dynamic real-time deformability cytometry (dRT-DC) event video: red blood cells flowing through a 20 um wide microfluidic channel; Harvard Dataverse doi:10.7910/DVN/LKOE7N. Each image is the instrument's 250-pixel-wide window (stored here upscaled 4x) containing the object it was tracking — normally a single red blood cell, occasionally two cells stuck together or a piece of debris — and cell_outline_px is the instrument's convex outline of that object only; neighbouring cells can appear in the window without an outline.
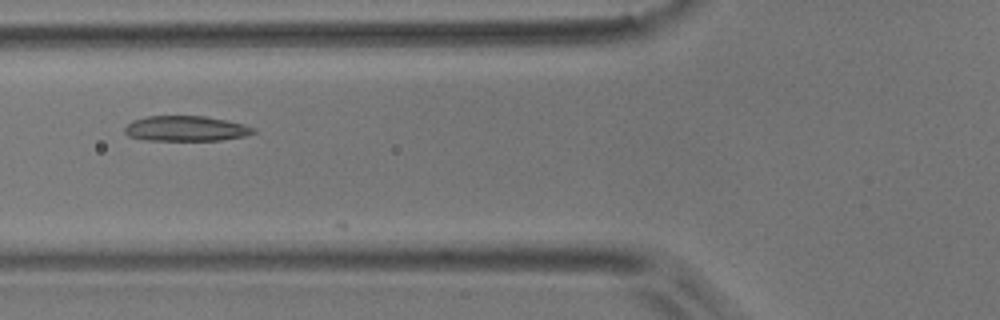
{"species": "common noctule bat (a hibernating species)", "species_latin": "Nyctalus noctula", "temperature_condition": "room temperature", "stored_images_in_passage": 10, "camera_frame_rate_fps": 3000, "um_per_image_px": 0.085, "animal": {"sex": "male", "body_mass_g": 17.9}, "frame": {"image": 1, "passage_image": 6, "time_ms": 1.667, "image_size_px": [1000, 320], "cell_outline_px": [[256, 132], [244, 136], [220, 140], [144, 140], [128, 136], [124, 132], [124, 128], [132, 120], [148, 116], [204, 116], [244, 124], [256, 128]], "centroid_in_image_um": [15.78, 10.93], "position_along_channel_um": 110.0, "area_um2": 18.9}}
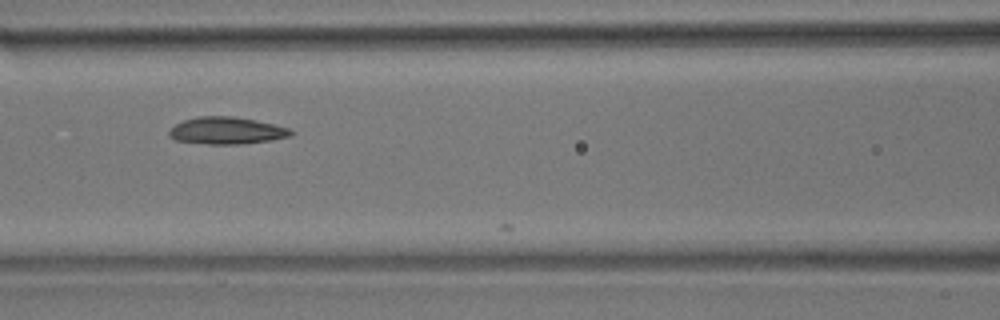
{"frame": {"image": 2, "passage_image": 9, "time_ms": 2.667, "image_size_px": [1000, 320], "cell_outline_px": [[296, 132], [292, 136], [272, 140], [240, 144], [208, 144], [176, 140], [168, 136], [168, 132], [176, 124], [184, 120], [200, 116], [236, 116], [276, 124], [288, 128]], "centroid_in_image_um": [19.32, 11.1], "position_along_channel_um": 147.3, "area_um2": 19.36}}